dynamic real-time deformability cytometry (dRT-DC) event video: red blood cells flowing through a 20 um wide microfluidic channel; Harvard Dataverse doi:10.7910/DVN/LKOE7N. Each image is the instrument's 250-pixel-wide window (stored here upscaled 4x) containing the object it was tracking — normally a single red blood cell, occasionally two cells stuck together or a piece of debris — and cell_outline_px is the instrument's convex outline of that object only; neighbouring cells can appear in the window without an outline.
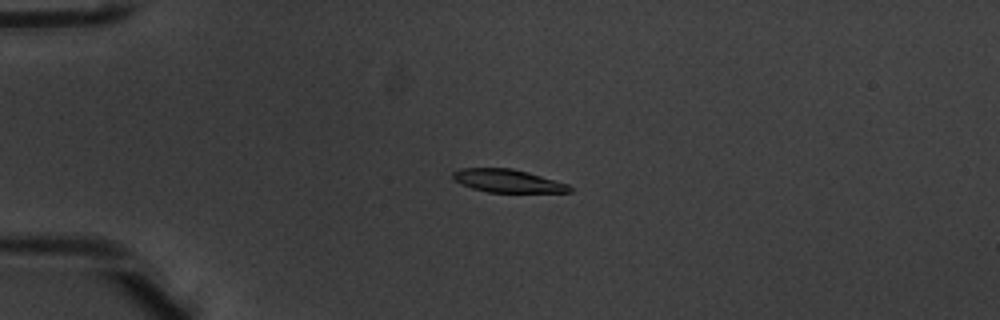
{"species": "common noctule bat (a hibernating species)", "species_latin": "Nyctalus noctula", "temperature_condition": "warm", "stored_images_in_passage": 8, "camera_frame_rate_fps": 3000, "um_per_image_px": 0.085, "animal": {"sex": "male", "body_mass_g": 20.1, "forearm_length_mm": 53.5}, "frame": {"image": 1, "passage_image": 4, "time_ms": 1.0, "image_size_px": [1000, 320], "cell_outline_px": [[572, 192], [488, 192], [472, 188], [460, 184], [452, 180], [452, 172], [460, 168], [512, 168], [528, 172], [568, 184], [572, 188]], "centroid_in_image_um": [43.1, 15.37], "position_along_channel_um": 41.9, "area_um2": 15.72}}